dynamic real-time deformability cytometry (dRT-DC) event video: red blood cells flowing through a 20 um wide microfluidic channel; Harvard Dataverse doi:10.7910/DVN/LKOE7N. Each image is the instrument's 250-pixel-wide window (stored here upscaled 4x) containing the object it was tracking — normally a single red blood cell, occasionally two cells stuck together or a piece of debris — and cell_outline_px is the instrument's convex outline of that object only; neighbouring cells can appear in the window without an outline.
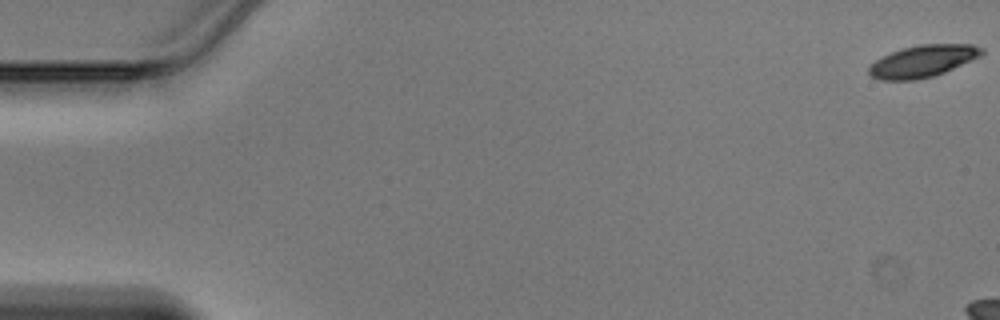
{"species": "Egyptian fruit bat (a non-hibernating species)", "species_latin": "Rousettus aegyptiacus", "temperature_condition": "warm", "stored_images_in_passage": 8, "camera_frame_rate_fps": 3000, "um_per_image_px": 0.085, "animal": {"sex": "male"}, "frame": {"image": 1, "passage_image": 1, "time_ms": 0.0, "image_size_px": [1000, 320], "cell_outline_px": [[984, 52], [980, 56], [944, 72], [932, 76], [916, 80], [880, 80], [872, 76], [868, 72], [868, 68], [876, 60], [892, 52], [904, 48], [920, 44], [972, 44], [984, 48]], "centroid_in_image_um": [78.45, 5.19], "position_along_channel_um": 6.6, "area_um2": 20.75}}